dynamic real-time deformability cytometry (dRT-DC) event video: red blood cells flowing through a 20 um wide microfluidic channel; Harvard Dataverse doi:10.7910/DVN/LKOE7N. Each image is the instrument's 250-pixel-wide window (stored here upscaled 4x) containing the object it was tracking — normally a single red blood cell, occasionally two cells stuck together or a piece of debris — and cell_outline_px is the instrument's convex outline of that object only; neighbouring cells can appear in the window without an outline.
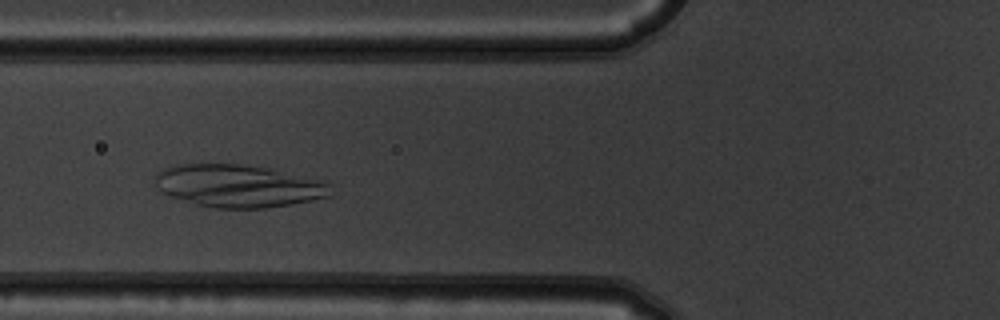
{"species": "common noctule bat (a hibernating species)", "species_latin": "Nyctalus noctula", "temperature_condition": "warm", "stored_images_in_passage": 7, "camera_frame_rate_fps": 3000, "um_per_image_px": 0.085, "animal": {"sex": "male", "body_mass_g": 19.5, "forearm_length_mm": 54.6}, "frame": {"image": 1, "passage_image": 5, "time_ms": 1.333, "image_size_px": [1000, 320], "cell_outline_px": [[332, 196], [292, 204], [264, 208], [212, 208], [196, 204], [168, 196], [156, 188], [152, 184], [152, 180], [156, 172], [176, 164], [244, 164], [272, 168], [328, 180], [332, 184]], "centroid_in_image_um": [20.3, 15.79], "position_along_channel_um": 105.5, "area_um2": 44.74}}